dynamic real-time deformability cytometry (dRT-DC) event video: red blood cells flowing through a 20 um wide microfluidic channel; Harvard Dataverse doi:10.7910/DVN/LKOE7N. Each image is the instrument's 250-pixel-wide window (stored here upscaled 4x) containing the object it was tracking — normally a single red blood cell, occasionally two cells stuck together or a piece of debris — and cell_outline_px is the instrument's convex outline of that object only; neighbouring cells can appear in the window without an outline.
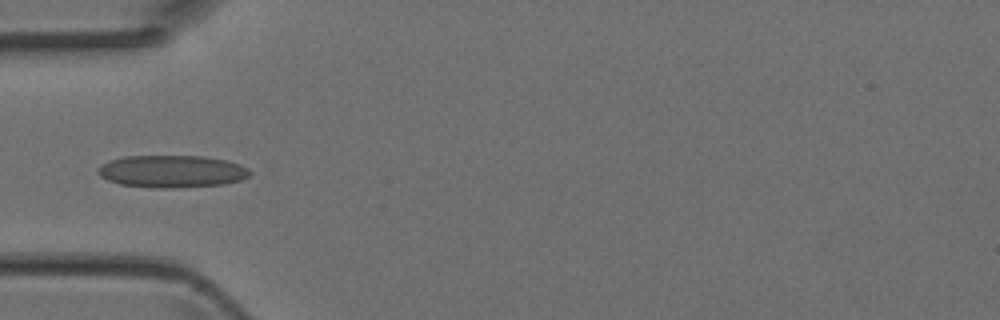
{"species": "Egyptian fruit bat (a non-hibernating species)", "species_latin": "Rousettus aegyptiacus", "temperature_condition": "room temperature", "stored_images_in_passage": 3, "camera_frame_rate_fps": 3000, "um_per_image_px": 0.085, "animal": {"sex": "female"}, "frame": {"image": 1, "passage_image": 3, "time_ms": 0.667, "image_size_px": [1000, 320], "cell_outline_px": [[252, 172], [248, 176], [240, 180], [224, 184], [172, 188], [156, 188], [120, 184], [108, 180], [100, 176], [96, 172], [96, 168], [100, 164], [108, 160], [124, 156], [204, 156], [228, 160], [240, 164], [248, 168]], "centroid_in_image_um": [14.58, 14.56], "position_along_channel_um": 70.4, "area_um2": 28.9}}